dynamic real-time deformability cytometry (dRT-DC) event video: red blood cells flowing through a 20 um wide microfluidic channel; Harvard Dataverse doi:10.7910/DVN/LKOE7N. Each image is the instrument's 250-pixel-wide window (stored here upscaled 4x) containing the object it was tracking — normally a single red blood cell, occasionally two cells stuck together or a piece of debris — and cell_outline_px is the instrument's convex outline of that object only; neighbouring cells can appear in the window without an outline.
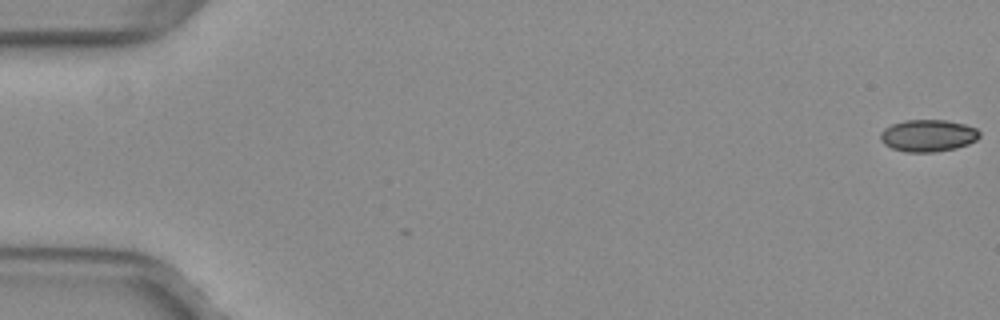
{"species": "common noctule bat (a hibernating species)", "species_latin": "Nyctalus noctula", "temperature_condition": "warm", "stored_images_in_passage": 3, "camera_frame_rate_fps": 3000, "um_per_image_px": 0.085, "animal": {"sex": "female", "body_mass_g": 29.2, "forearm_length_mm": 56.3}, "frame": {"image": 1, "passage_image": 1, "time_ms": 0.0, "image_size_px": [1000, 320], "cell_outline_px": [[980, 136], [976, 140], [968, 144], [956, 148], [932, 152], [904, 152], [892, 148], [884, 144], [880, 140], [880, 132], [884, 128], [892, 124], [904, 120], [948, 120], [964, 124], [976, 128], [980, 132]], "centroid_in_image_um": [78.87, 11.52], "position_along_channel_um": 6.1, "area_um2": 18.61}}